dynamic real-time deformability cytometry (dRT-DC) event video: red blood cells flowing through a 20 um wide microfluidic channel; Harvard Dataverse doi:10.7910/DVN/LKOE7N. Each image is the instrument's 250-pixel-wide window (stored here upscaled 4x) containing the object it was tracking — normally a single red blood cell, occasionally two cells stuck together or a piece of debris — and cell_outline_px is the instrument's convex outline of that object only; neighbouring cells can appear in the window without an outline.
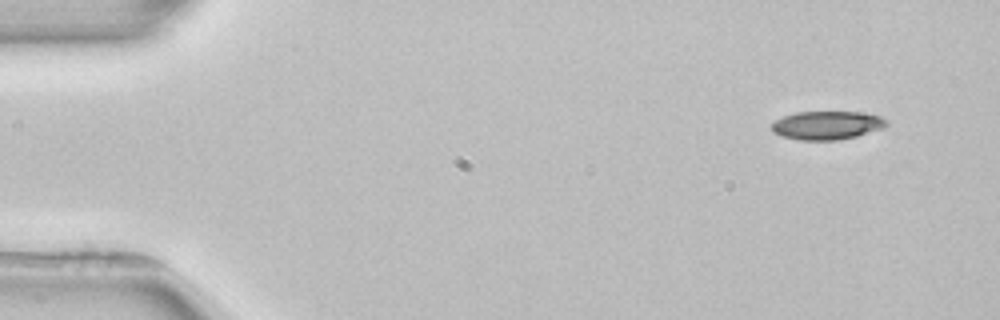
{"species": "common noctule bat (a hibernating species)", "species_latin": "Nyctalus noctula", "temperature_condition": "room temperature", "stored_images_in_passage": 3, "camera_frame_rate_fps": 3000, "um_per_image_px": 0.085, "animal": {"sex": "female", "body_mass_g": 22.7, "forearm_length_mm": 54.2}, "frame": {"image": 1, "passage_image": 1, "time_ms": 0.0, "image_size_px": [1000, 320], "cell_outline_px": [[888, 124], [884, 128], [856, 136], [840, 140], [800, 140], [784, 136], [772, 132], [768, 128], [776, 120], [784, 116], [796, 112], [860, 112], [880, 116], [888, 120]], "centroid_in_image_um": [70.3, 10.65], "position_along_channel_um": 14.7, "area_um2": 19.13}}
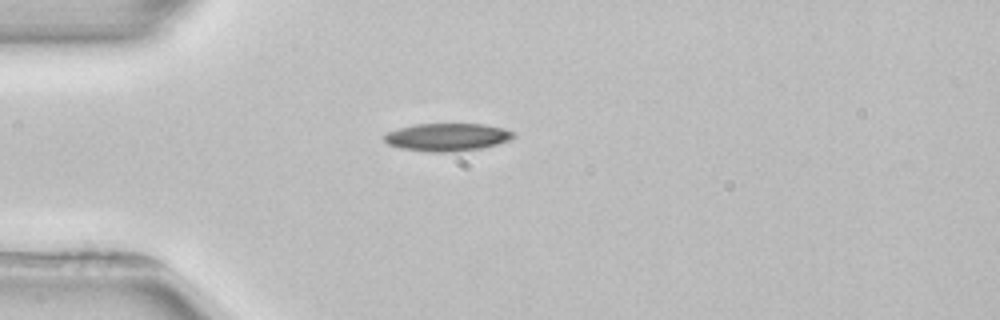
{"frame": {"image": 2, "passage_image": 3, "time_ms": 3.333, "image_size_px": [1000, 320], "cell_outline_px": [[516, 136], [512, 140], [480, 148], [452, 152], [432, 152], [400, 148], [388, 144], [384, 140], [384, 136], [388, 132], [400, 128], [416, 124], [484, 124], [504, 128], [516, 132]], "centroid_in_image_um": [38.07, 11.65], "position_along_channel_um": 46.9, "area_um2": 20.92}}